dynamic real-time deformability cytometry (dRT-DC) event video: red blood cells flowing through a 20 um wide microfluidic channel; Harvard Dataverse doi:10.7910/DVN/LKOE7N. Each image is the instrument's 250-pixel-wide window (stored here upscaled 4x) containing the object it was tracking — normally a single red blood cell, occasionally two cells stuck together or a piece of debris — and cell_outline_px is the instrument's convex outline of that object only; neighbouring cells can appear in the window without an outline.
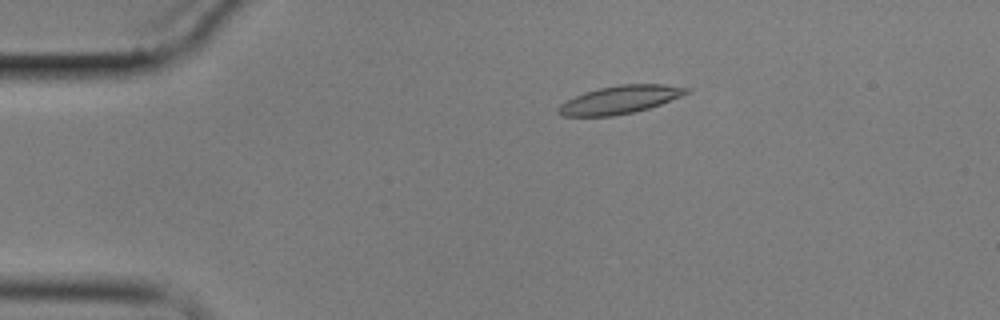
{"species": "common noctule bat (a hibernating species)", "species_latin": "Nyctalus noctula", "temperature_condition": "cold", "stored_images_in_passage": 7, "camera_frame_rate_fps": 3000, "um_per_image_px": 0.085, "animal": {"sex": "male", "body_mass_g": 17.9}, "frame": {"image": 1, "passage_image": 4, "time_ms": 3.667, "image_size_px": [1000, 320], "cell_outline_px": [[688, 92], [680, 96], [660, 104], [636, 112], [612, 116], [560, 116], [556, 108], [560, 104], [584, 92], [600, 88], [620, 84], [664, 84], [688, 88]], "centroid_in_image_um": [52.65, 8.48], "position_along_channel_um": 32.3, "area_um2": 20.69}}
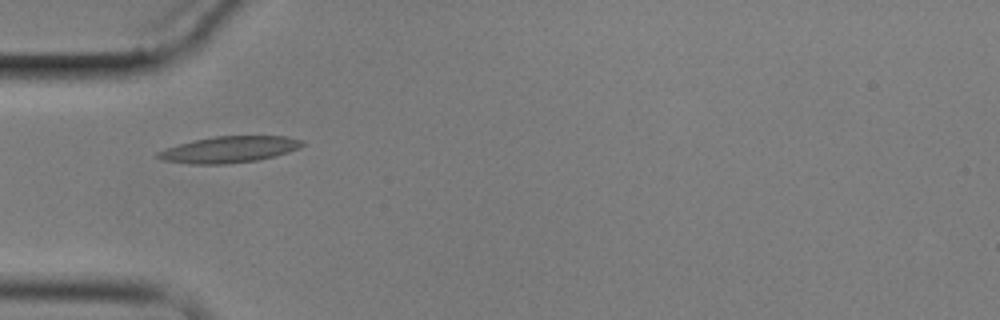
{"frame": {"image": 2, "passage_image": 6, "time_ms": 6.0, "image_size_px": [1000, 320], "cell_outline_px": [[304, 144], [300, 148], [288, 152], [256, 160], [224, 164], [188, 164], [160, 160], [156, 156], [156, 152], [164, 148], [192, 140], [216, 136], [284, 136], [304, 140]], "centroid_in_image_um": [19.43, 12.7], "position_along_channel_um": 65.6, "area_um2": 22.25}}
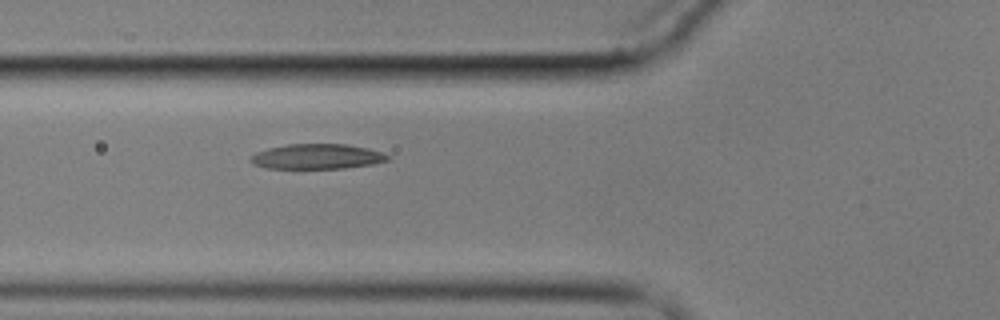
{"frame": {"image": 3, "passage_image": 7, "time_ms": 7.0, "image_size_px": [1000, 320], "cell_outline_px": [[392, 156], [388, 160], [372, 164], [344, 168], [264, 168], [252, 164], [248, 160], [256, 152], [268, 148], [288, 144], [344, 144], [368, 148]], "centroid_in_image_um": [26.92, 13.3], "position_along_channel_um": 98.9, "area_um2": 20.0}}